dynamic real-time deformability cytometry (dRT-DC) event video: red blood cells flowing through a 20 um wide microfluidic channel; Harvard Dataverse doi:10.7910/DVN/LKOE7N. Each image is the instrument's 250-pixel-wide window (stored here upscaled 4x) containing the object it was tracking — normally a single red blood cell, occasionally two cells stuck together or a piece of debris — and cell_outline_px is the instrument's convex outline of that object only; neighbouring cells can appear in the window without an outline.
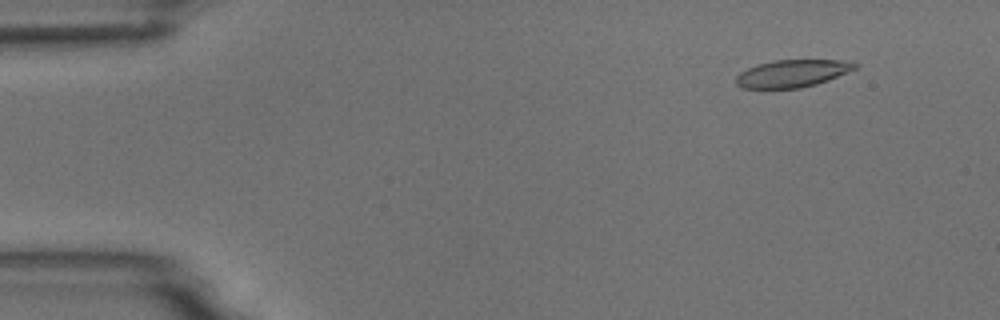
{"species": "common noctule bat (a hibernating species)", "species_latin": "Nyctalus noctula", "temperature_condition": "room temperature", "stored_images_in_passage": 6, "camera_frame_rate_fps": 3000, "um_per_image_px": 0.085, "animal": {"sex": "male", "body_mass_g": 18.8}, "frame": {"image": 1, "passage_image": 2, "time_ms": 1.0, "image_size_px": [1000, 320], "cell_outline_px": [[860, 64], [856, 68], [848, 72], [828, 80], [816, 84], [800, 88], [744, 88], [736, 84], [736, 76], [740, 72], [756, 64], [772, 60], [852, 60]], "centroid_in_image_um": [67.38, 6.23], "position_along_channel_um": 17.6, "area_um2": 19.13}}
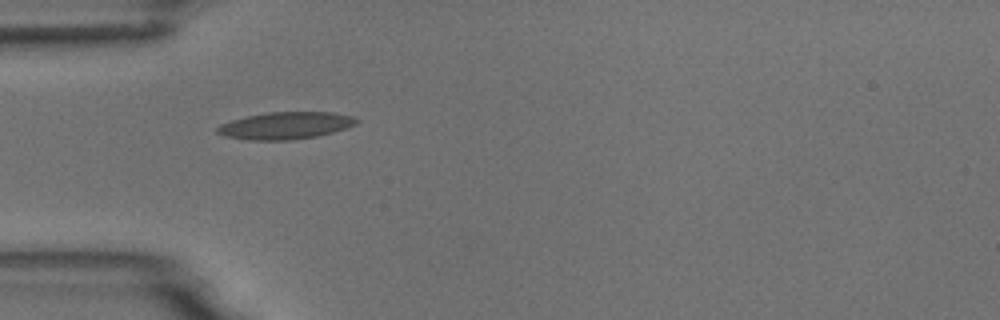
{"frame": {"image": 2, "passage_image": 5, "time_ms": 4.667, "image_size_px": [1000, 320], "cell_outline_px": [[360, 120], [356, 124], [332, 132], [316, 136], [292, 140], [248, 140], [224, 136], [216, 132], [216, 128], [220, 124], [232, 120], [248, 116], [268, 112], [332, 112], [352, 116]], "centroid_in_image_um": [24.25, 10.67], "position_along_channel_um": 60.8, "area_um2": 21.91}}